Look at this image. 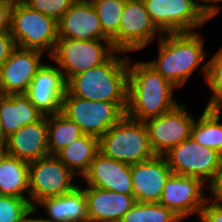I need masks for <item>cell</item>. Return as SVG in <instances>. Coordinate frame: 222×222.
<instances>
[{
	"mask_svg": "<svg viewBox=\"0 0 222 222\" xmlns=\"http://www.w3.org/2000/svg\"><path fill=\"white\" fill-rule=\"evenodd\" d=\"M128 106L126 115L144 122L172 110L176 88L147 62L134 65L128 59Z\"/></svg>",
	"mask_w": 222,
	"mask_h": 222,
	"instance_id": "6da1fadb",
	"label": "cell"
},
{
	"mask_svg": "<svg viewBox=\"0 0 222 222\" xmlns=\"http://www.w3.org/2000/svg\"><path fill=\"white\" fill-rule=\"evenodd\" d=\"M127 58L114 53L105 63L69 78L66 91L90 101L128 103Z\"/></svg>",
	"mask_w": 222,
	"mask_h": 222,
	"instance_id": "7a4b0ae2",
	"label": "cell"
},
{
	"mask_svg": "<svg viewBox=\"0 0 222 222\" xmlns=\"http://www.w3.org/2000/svg\"><path fill=\"white\" fill-rule=\"evenodd\" d=\"M158 59L147 62L173 86L183 85L205 57L203 38L196 32L164 33Z\"/></svg>",
	"mask_w": 222,
	"mask_h": 222,
	"instance_id": "3957f363",
	"label": "cell"
},
{
	"mask_svg": "<svg viewBox=\"0 0 222 222\" xmlns=\"http://www.w3.org/2000/svg\"><path fill=\"white\" fill-rule=\"evenodd\" d=\"M98 140L102 155L130 165L155 156L145 123L127 115Z\"/></svg>",
	"mask_w": 222,
	"mask_h": 222,
	"instance_id": "277c9868",
	"label": "cell"
},
{
	"mask_svg": "<svg viewBox=\"0 0 222 222\" xmlns=\"http://www.w3.org/2000/svg\"><path fill=\"white\" fill-rule=\"evenodd\" d=\"M10 33L16 47L48 50L53 53L58 39V23L53 18L29 8L24 3L13 4Z\"/></svg>",
	"mask_w": 222,
	"mask_h": 222,
	"instance_id": "5b68a950",
	"label": "cell"
},
{
	"mask_svg": "<svg viewBox=\"0 0 222 222\" xmlns=\"http://www.w3.org/2000/svg\"><path fill=\"white\" fill-rule=\"evenodd\" d=\"M102 41L106 45H102ZM117 51L111 40H75L70 38H58L55 49L49 56L64 75L65 80L88 71L96 66L105 63ZM66 73V74H65Z\"/></svg>",
	"mask_w": 222,
	"mask_h": 222,
	"instance_id": "8992f818",
	"label": "cell"
},
{
	"mask_svg": "<svg viewBox=\"0 0 222 222\" xmlns=\"http://www.w3.org/2000/svg\"><path fill=\"white\" fill-rule=\"evenodd\" d=\"M127 106L128 103L81 99L66 91L62 113L74 121L83 134L99 139L126 115Z\"/></svg>",
	"mask_w": 222,
	"mask_h": 222,
	"instance_id": "52a82bcc",
	"label": "cell"
},
{
	"mask_svg": "<svg viewBox=\"0 0 222 222\" xmlns=\"http://www.w3.org/2000/svg\"><path fill=\"white\" fill-rule=\"evenodd\" d=\"M75 174L55 155L29 162V197L32 207L41 200L73 191ZM32 200V201H31Z\"/></svg>",
	"mask_w": 222,
	"mask_h": 222,
	"instance_id": "ba28073f",
	"label": "cell"
},
{
	"mask_svg": "<svg viewBox=\"0 0 222 222\" xmlns=\"http://www.w3.org/2000/svg\"><path fill=\"white\" fill-rule=\"evenodd\" d=\"M164 157L174 174L195 177L205 184L213 179L222 155L194 141L191 137L171 148Z\"/></svg>",
	"mask_w": 222,
	"mask_h": 222,
	"instance_id": "9c48e42d",
	"label": "cell"
},
{
	"mask_svg": "<svg viewBox=\"0 0 222 222\" xmlns=\"http://www.w3.org/2000/svg\"><path fill=\"white\" fill-rule=\"evenodd\" d=\"M162 32L150 18L143 0H126L119 32L111 40L117 51L134 52L146 47Z\"/></svg>",
	"mask_w": 222,
	"mask_h": 222,
	"instance_id": "30bf717a",
	"label": "cell"
},
{
	"mask_svg": "<svg viewBox=\"0 0 222 222\" xmlns=\"http://www.w3.org/2000/svg\"><path fill=\"white\" fill-rule=\"evenodd\" d=\"M145 8L163 33L193 32L209 19L192 0H143Z\"/></svg>",
	"mask_w": 222,
	"mask_h": 222,
	"instance_id": "8fae6325",
	"label": "cell"
},
{
	"mask_svg": "<svg viewBox=\"0 0 222 222\" xmlns=\"http://www.w3.org/2000/svg\"><path fill=\"white\" fill-rule=\"evenodd\" d=\"M177 104L172 110L144 121L155 155H165L171 148L191 137L195 119Z\"/></svg>",
	"mask_w": 222,
	"mask_h": 222,
	"instance_id": "7c38bea8",
	"label": "cell"
},
{
	"mask_svg": "<svg viewBox=\"0 0 222 222\" xmlns=\"http://www.w3.org/2000/svg\"><path fill=\"white\" fill-rule=\"evenodd\" d=\"M67 81L58 67L43 64L24 93L30 102L44 115L62 112Z\"/></svg>",
	"mask_w": 222,
	"mask_h": 222,
	"instance_id": "4fadbf2b",
	"label": "cell"
},
{
	"mask_svg": "<svg viewBox=\"0 0 222 222\" xmlns=\"http://www.w3.org/2000/svg\"><path fill=\"white\" fill-rule=\"evenodd\" d=\"M205 183L198 178L172 173L166 181L160 204L185 219L194 212L200 218L207 197L203 195Z\"/></svg>",
	"mask_w": 222,
	"mask_h": 222,
	"instance_id": "5bb4252c",
	"label": "cell"
},
{
	"mask_svg": "<svg viewBox=\"0 0 222 222\" xmlns=\"http://www.w3.org/2000/svg\"><path fill=\"white\" fill-rule=\"evenodd\" d=\"M42 51L16 47L0 68V94L25 93L40 63Z\"/></svg>",
	"mask_w": 222,
	"mask_h": 222,
	"instance_id": "9a60e30c",
	"label": "cell"
},
{
	"mask_svg": "<svg viewBox=\"0 0 222 222\" xmlns=\"http://www.w3.org/2000/svg\"><path fill=\"white\" fill-rule=\"evenodd\" d=\"M164 155L131 165L133 196L136 202L159 203L167 179L172 174Z\"/></svg>",
	"mask_w": 222,
	"mask_h": 222,
	"instance_id": "2e32d148",
	"label": "cell"
},
{
	"mask_svg": "<svg viewBox=\"0 0 222 222\" xmlns=\"http://www.w3.org/2000/svg\"><path fill=\"white\" fill-rule=\"evenodd\" d=\"M57 23L58 38L110 40L90 0H76Z\"/></svg>",
	"mask_w": 222,
	"mask_h": 222,
	"instance_id": "e0dca14e",
	"label": "cell"
},
{
	"mask_svg": "<svg viewBox=\"0 0 222 222\" xmlns=\"http://www.w3.org/2000/svg\"><path fill=\"white\" fill-rule=\"evenodd\" d=\"M82 178L86 179L88 186L133 195L131 165L105 157L100 152Z\"/></svg>",
	"mask_w": 222,
	"mask_h": 222,
	"instance_id": "ac0fdd59",
	"label": "cell"
},
{
	"mask_svg": "<svg viewBox=\"0 0 222 222\" xmlns=\"http://www.w3.org/2000/svg\"><path fill=\"white\" fill-rule=\"evenodd\" d=\"M8 155L32 162L49 155L47 116L21 127L7 138Z\"/></svg>",
	"mask_w": 222,
	"mask_h": 222,
	"instance_id": "d6986e66",
	"label": "cell"
},
{
	"mask_svg": "<svg viewBox=\"0 0 222 222\" xmlns=\"http://www.w3.org/2000/svg\"><path fill=\"white\" fill-rule=\"evenodd\" d=\"M86 195L88 219L96 222H120L134 206L133 195L121 194L98 187L88 186Z\"/></svg>",
	"mask_w": 222,
	"mask_h": 222,
	"instance_id": "ffe728a7",
	"label": "cell"
},
{
	"mask_svg": "<svg viewBox=\"0 0 222 222\" xmlns=\"http://www.w3.org/2000/svg\"><path fill=\"white\" fill-rule=\"evenodd\" d=\"M44 206L48 219L44 222H82L88 220L86 195L84 189L77 186L73 191L57 197H49L35 205Z\"/></svg>",
	"mask_w": 222,
	"mask_h": 222,
	"instance_id": "44dd1931",
	"label": "cell"
},
{
	"mask_svg": "<svg viewBox=\"0 0 222 222\" xmlns=\"http://www.w3.org/2000/svg\"><path fill=\"white\" fill-rule=\"evenodd\" d=\"M43 116L24 93L0 94V118L7 137L25 125L36 123Z\"/></svg>",
	"mask_w": 222,
	"mask_h": 222,
	"instance_id": "7402d4cb",
	"label": "cell"
},
{
	"mask_svg": "<svg viewBox=\"0 0 222 222\" xmlns=\"http://www.w3.org/2000/svg\"><path fill=\"white\" fill-rule=\"evenodd\" d=\"M98 153V138L83 134L72 144L59 151L55 156L75 175H77L76 173L79 171L78 173L83 176L88 171L91 162Z\"/></svg>",
	"mask_w": 222,
	"mask_h": 222,
	"instance_id": "603a6c76",
	"label": "cell"
},
{
	"mask_svg": "<svg viewBox=\"0 0 222 222\" xmlns=\"http://www.w3.org/2000/svg\"><path fill=\"white\" fill-rule=\"evenodd\" d=\"M29 194V162L7 155L0 166V195L26 198Z\"/></svg>",
	"mask_w": 222,
	"mask_h": 222,
	"instance_id": "cb8c5ba5",
	"label": "cell"
},
{
	"mask_svg": "<svg viewBox=\"0 0 222 222\" xmlns=\"http://www.w3.org/2000/svg\"><path fill=\"white\" fill-rule=\"evenodd\" d=\"M49 155H56L83 135L80 127L62 112L47 116Z\"/></svg>",
	"mask_w": 222,
	"mask_h": 222,
	"instance_id": "d4e9b609",
	"label": "cell"
},
{
	"mask_svg": "<svg viewBox=\"0 0 222 222\" xmlns=\"http://www.w3.org/2000/svg\"><path fill=\"white\" fill-rule=\"evenodd\" d=\"M221 112L205 108L198 121H194L191 138L199 144L219 152L222 155Z\"/></svg>",
	"mask_w": 222,
	"mask_h": 222,
	"instance_id": "484cf974",
	"label": "cell"
},
{
	"mask_svg": "<svg viewBox=\"0 0 222 222\" xmlns=\"http://www.w3.org/2000/svg\"><path fill=\"white\" fill-rule=\"evenodd\" d=\"M180 220L183 219L160 203L136 202L120 222H179Z\"/></svg>",
	"mask_w": 222,
	"mask_h": 222,
	"instance_id": "4316f807",
	"label": "cell"
},
{
	"mask_svg": "<svg viewBox=\"0 0 222 222\" xmlns=\"http://www.w3.org/2000/svg\"><path fill=\"white\" fill-rule=\"evenodd\" d=\"M98 13L103 33L112 40L119 32L126 0H90Z\"/></svg>",
	"mask_w": 222,
	"mask_h": 222,
	"instance_id": "83f0119b",
	"label": "cell"
},
{
	"mask_svg": "<svg viewBox=\"0 0 222 222\" xmlns=\"http://www.w3.org/2000/svg\"><path fill=\"white\" fill-rule=\"evenodd\" d=\"M207 85L212 91L207 109L221 112L222 109V48L203 67Z\"/></svg>",
	"mask_w": 222,
	"mask_h": 222,
	"instance_id": "f1b7e54d",
	"label": "cell"
},
{
	"mask_svg": "<svg viewBox=\"0 0 222 222\" xmlns=\"http://www.w3.org/2000/svg\"><path fill=\"white\" fill-rule=\"evenodd\" d=\"M31 208L29 198L0 195V222H18Z\"/></svg>",
	"mask_w": 222,
	"mask_h": 222,
	"instance_id": "f546056e",
	"label": "cell"
},
{
	"mask_svg": "<svg viewBox=\"0 0 222 222\" xmlns=\"http://www.w3.org/2000/svg\"><path fill=\"white\" fill-rule=\"evenodd\" d=\"M76 0H26L29 8L59 21Z\"/></svg>",
	"mask_w": 222,
	"mask_h": 222,
	"instance_id": "4dcf8cb0",
	"label": "cell"
},
{
	"mask_svg": "<svg viewBox=\"0 0 222 222\" xmlns=\"http://www.w3.org/2000/svg\"><path fill=\"white\" fill-rule=\"evenodd\" d=\"M209 200L207 198L204 207L202 208L200 221L201 222H222V203H217L213 200L208 203Z\"/></svg>",
	"mask_w": 222,
	"mask_h": 222,
	"instance_id": "1f68e13d",
	"label": "cell"
},
{
	"mask_svg": "<svg viewBox=\"0 0 222 222\" xmlns=\"http://www.w3.org/2000/svg\"><path fill=\"white\" fill-rule=\"evenodd\" d=\"M15 48L16 44L10 31H0V68Z\"/></svg>",
	"mask_w": 222,
	"mask_h": 222,
	"instance_id": "d6a6232c",
	"label": "cell"
},
{
	"mask_svg": "<svg viewBox=\"0 0 222 222\" xmlns=\"http://www.w3.org/2000/svg\"><path fill=\"white\" fill-rule=\"evenodd\" d=\"M208 187L212 195L215 197V202L222 203V161L219 168L215 172L213 179L209 181Z\"/></svg>",
	"mask_w": 222,
	"mask_h": 222,
	"instance_id": "836d02e7",
	"label": "cell"
},
{
	"mask_svg": "<svg viewBox=\"0 0 222 222\" xmlns=\"http://www.w3.org/2000/svg\"><path fill=\"white\" fill-rule=\"evenodd\" d=\"M12 6L7 0H0V31H10Z\"/></svg>",
	"mask_w": 222,
	"mask_h": 222,
	"instance_id": "e575fe53",
	"label": "cell"
},
{
	"mask_svg": "<svg viewBox=\"0 0 222 222\" xmlns=\"http://www.w3.org/2000/svg\"><path fill=\"white\" fill-rule=\"evenodd\" d=\"M192 1L208 19L212 18L220 10V7L214 4L216 2H219V0H192Z\"/></svg>",
	"mask_w": 222,
	"mask_h": 222,
	"instance_id": "d590c367",
	"label": "cell"
},
{
	"mask_svg": "<svg viewBox=\"0 0 222 222\" xmlns=\"http://www.w3.org/2000/svg\"><path fill=\"white\" fill-rule=\"evenodd\" d=\"M36 208L32 207L18 222H44V220L41 219H33V218H28L29 215H32L36 212Z\"/></svg>",
	"mask_w": 222,
	"mask_h": 222,
	"instance_id": "8d00e7d4",
	"label": "cell"
},
{
	"mask_svg": "<svg viewBox=\"0 0 222 222\" xmlns=\"http://www.w3.org/2000/svg\"><path fill=\"white\" fill-rule=\"evenodd\" d=\"M1 121H2V120H1V118H0V145L6 146L7 138H8V137L4 134Z\"/></svg>",
	"mask_w": 222,
	"mask_h": 222,
	"instance_id": "74e56055",
	"label": "cell"
},
{
	"mask_svg": "<svg viewBox=\"0 0 222 222\" xmlns=\"http://www.w3.org/2000/svg\"><path fill=\"white\" fill-rule=\"evenodd\" d=\"M7 155H8V151H7L6 146L4 147V145H0V166Z\"/></svg>",
	"mask_w": 222,
	"mask_h": 222,
	"instance_id": "f35d334b",
	"label": "cell"
},
{
	"mask_svg": "<svg viewBox=\"0 0 222 222\" xmlns=\"http://www.w3.org/2000/svg\"><path fill=\"white\" fill-rule=\"evenodd\" d=\"M7 1L12 4H18V3H24L26 0H7Z\"/></svg>",
	"mask_w": 222,
	"mask_h": 222,
	"instance_id": "ab89813d",
	"label": "cell"
},
{
	"mask_svg": "<svg viewBox=\"0 0 222 222\" xmlns=\"http://www.w3.org/2000/svg\"><path fill=\"white\" fill-rule=\"evenodd\" d=\"M82 222H96V221H93V220H85V221H82Z\"/></svg>",
	"mask_w": 222,
	"mask_h": 222,
	"instance_id": "60d3db41",
	"label": "cell"
}]
</instances>
